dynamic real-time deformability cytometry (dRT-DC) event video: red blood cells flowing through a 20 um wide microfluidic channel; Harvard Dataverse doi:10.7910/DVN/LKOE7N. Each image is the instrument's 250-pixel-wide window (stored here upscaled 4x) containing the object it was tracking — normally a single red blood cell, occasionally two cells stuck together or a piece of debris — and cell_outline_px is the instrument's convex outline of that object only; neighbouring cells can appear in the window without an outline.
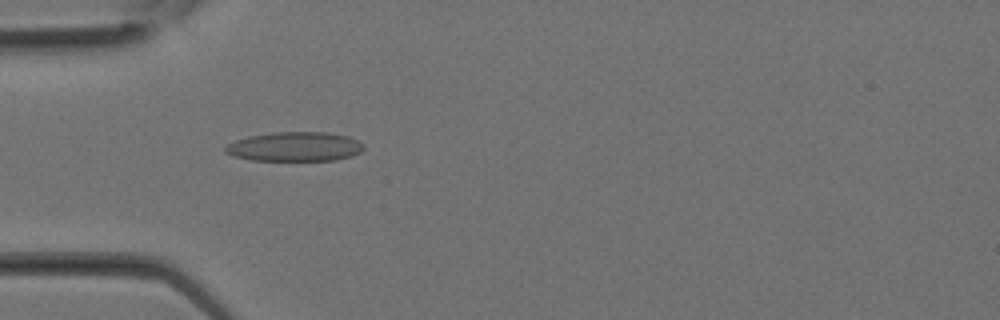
{"species": "Egyptian fruit bat (a non-hibernating species)", "species_latin": "Rousettus aegyptiacus", "temperature_condition": "room temperature", "stored_images_in_passage": 11, "camera_frame_rate_fps": 3000, "um_per_image_px": 0.085, "animal": {"sex": "female"}, "frame": {"image": 1, "passage_image": 2, "time_ms": 0.333, "image_size_px": [1000, 320], "cell_outline_px": [[364, 148], [360, 152], [352, 156], [336, 160], [252, 160], [232, 156], [224, 152], [224, 148], [228, 144], [236, 140], [248, 136], [272, 132], [324, 132], [348, 136], [364, 144]], "centroid_in_image_um": [25.04, 12.46], "position_along_channel_um": 60.0, "area_um2": 23.7}}
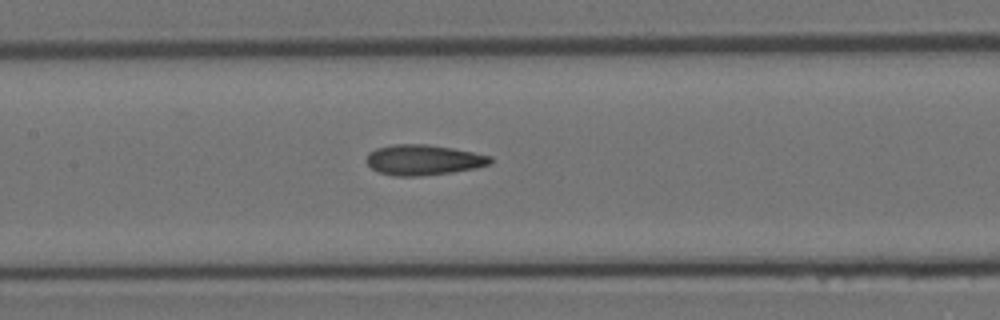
{"frame": {"image": 2, "passage_image": 7, "time_ms": 2.0, "image_size_px": [1000, 320], "cell_outline_px": [[492, 160], [488, 164], [476, 168], [452, 172], [420, 176], [392, 176], [380, 172], [372, 168], [368, 164], [368, 152], [376, 148], [392, 144], [428, 144], [452, 148], [492, 156]], "centroid_in_image_um": [35.98, 13.59], "position_along_channel_um": 171.4, "area_um2": 21.85}}
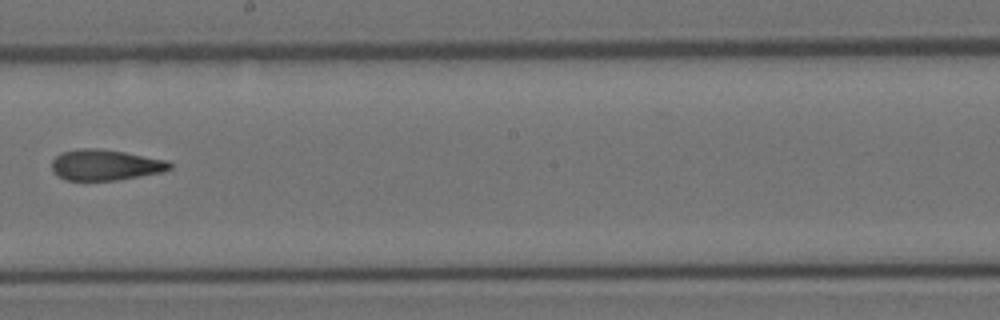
{"frame": {"image": 3, "passage_image": 10, "time_ms": 3.0, "image_size_px": [1000, 320], "cell_outline_px": [[172, 168], [164, 172], [116, 180], [64, 180], [52, 172], [52, 160], [60, 152], [80, 148], [96, 148], [124, 152], [168, 160], [172, 164]], "centroid_in_image_um": [8.95, 14.02], "position_along_channel_um": 239.3, "area_um2": 21.33}}